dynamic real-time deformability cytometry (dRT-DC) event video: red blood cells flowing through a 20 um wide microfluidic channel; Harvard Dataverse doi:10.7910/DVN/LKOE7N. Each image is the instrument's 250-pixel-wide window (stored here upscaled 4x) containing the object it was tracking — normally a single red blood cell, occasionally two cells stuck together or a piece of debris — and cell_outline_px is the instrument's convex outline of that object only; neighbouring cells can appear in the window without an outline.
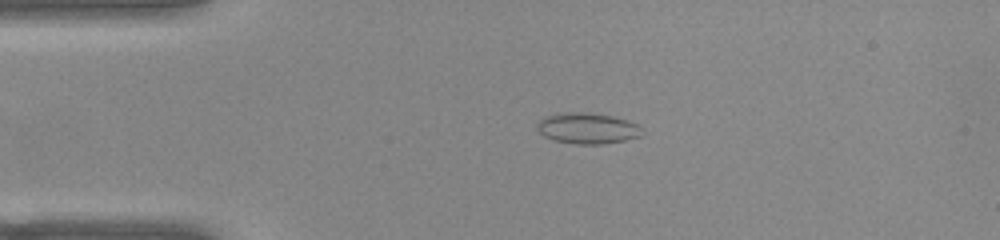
{"species": "common noctule bat (a hibernating species)", "species_latin": "Nyctalus noctula", "temperature_condition": "warm", "stored_images_in_passage": 44, "camera_frame_rate_fps": 3000, "um_per_image_px": 0.085, "animal": {"sex": "female", "body_mass_g": 22.0, "forearm_length_mm": 56.7}, "frame": {"image": 1, "passage_image": 3, "time_ms": 0.667, "image_size_px": [1000, 240], "cell_outline_px": [[640, 136], [624, 140], [600, 144], [576, 144], [556, 140], [544, 136], [536, 128], [536, 124], [544, 116], [560, 112], [584, 112], [612, 116], [628, 120], [636, 124], [640, 128]], "centroid_in_image_um": [49.88, 10.89], "position_along_channel_um": 35.1, "area_um2": 18.73}}
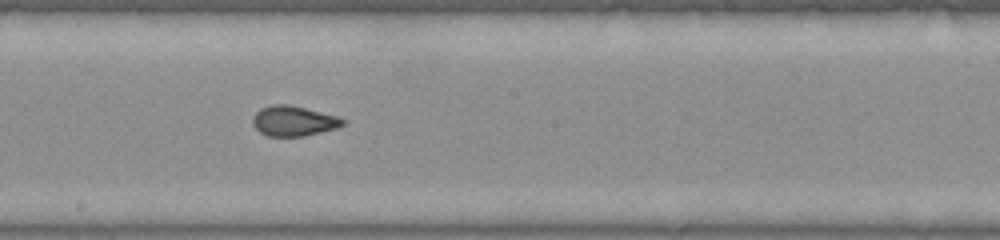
{"frame": {"image": 2, "passage_image": 20, "time_ms": 6.333, "image_size_px": [1000, 240], "cell_outline_px": [[344, 124], [336, 128], [304, 136], [268, 136], [260, 132], [252, 124], [252, 116], [260, 108], [272, 104], [288, 104], [340, 116], [344, 120]], "centroid_in_image_um": [24.94, 10.27], "position_along_channel_um": 223.3, "area_um2": 15.9}}
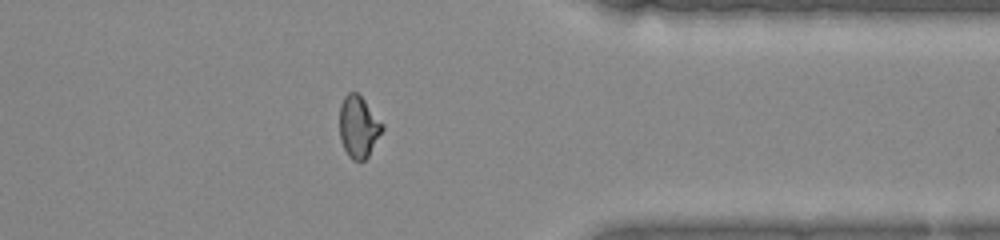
{"frame": {"image": 3, "passage_image": 33, "time_ms": 10.667, "image_size_px": [1000, 240], "cell_outline_px": [[384, 128], [368, 156], [360, 164], [352, 160], [348, 156], [340, 140], [340, 104], [344, 96], [348, 92], [356, 92], [364, 100], [384, 124]], "centroid_in_image_um": [30.47, 10.8], "position_along_channel_um": 380.9, "area_um2": 15.49}, "authors_computed_cell_mechanics": {"area_um2": 15.8661, "velocity_mm_per_s": 3.9248, "shape_relaxation_time_tau1_ms": null, "shape_relaxation_time_tau2_ms": 1.286, "deformation_change_tau1": null, "deformation_change_tau2": 0.0495}}